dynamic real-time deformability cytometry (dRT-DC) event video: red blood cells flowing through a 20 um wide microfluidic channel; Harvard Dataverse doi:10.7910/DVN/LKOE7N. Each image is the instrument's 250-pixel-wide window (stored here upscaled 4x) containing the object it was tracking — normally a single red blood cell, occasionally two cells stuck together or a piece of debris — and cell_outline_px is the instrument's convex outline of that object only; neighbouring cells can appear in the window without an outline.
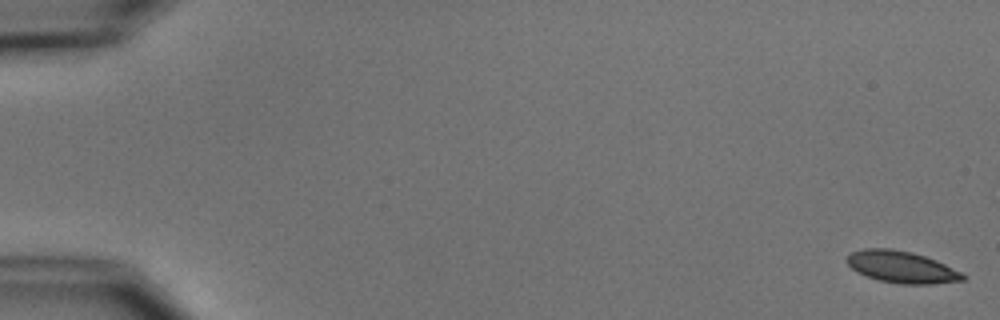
{"species": "common noctule bat (a hibernating species)", "species_latin": "Nyctalus noctula", "temperature_condition": "cold", "stored_images_in_passage": 54, "camera_frame_rate_fps": 3000, "um_per_image_px": 0.085, "animal": {"sex": "male", "body_mass_g": 15.6}, "frame": {"image": 1, "passage_image": 1, "time_ms": 0.0, "image_size_px": [1000, 320], "cell_outline_px": [[968, 276], [964, 280], [932, 284], [900, 284], [880, 280], [864, 276], [856, 272], [844, 260], [852, 252], [864, 248], [892, 248], [912, 252], [936, 260]], "centroid_in_image_um": [76.61, 22.69], "position_along_channel_um": 8.4, "area_um2": 21.56}}
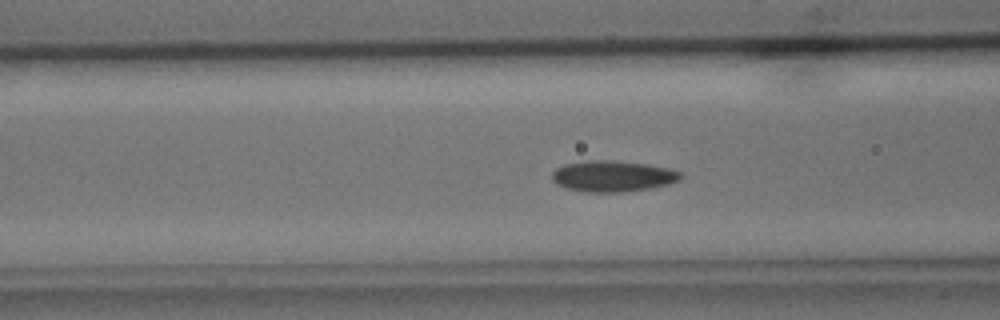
{"frame": {"image": 2, "passage_image": 22, "time_ms": 7.0, "image_size_px": [1000, 320], "cell_outline_px": [[684, 176], [680, 180], [668, 184], [652, 188], [620, 192], [588, 192], [568, 188], [556, 184], [552, 180], [552, 172], [556, 168], [564, 164], [588, 160], [612, 160], [644, 164], [668, 168], [680, 172]], "centroid_in_image_um": [52.08, 14.97], "position_along_channel_um": 114.5, "area_um2": 23.24}}
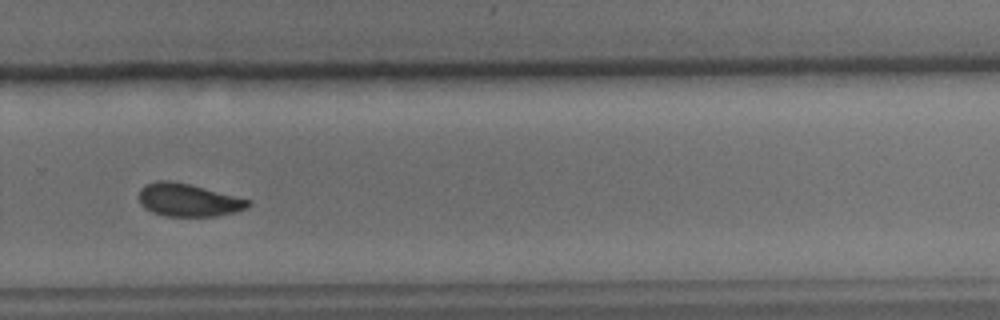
{"frame": {"image": 3, "passage_image": 38, "time_ms": 12.333, "image_size_px": [1000, 320], "cell_outline_px": [[252, 204], [248, 208], [216, 216], [164, 216], [152, 212], [144, 208], [140, 204], [140, 188], [144, 184], [156, 180], [168, 180], [188, 184], [252, 200]], "centroid_in_image_um": [15.99, 17.0], "position_along_channel_um": 313.8, "area_um2": 20.92}, "authors_computed_cell_mechanics": {"area_um2": 21.5594, "velocity_mm_per_s": 3.741, "shape_relaxation_time_tau1_ms": 4.5578, "shape_relaxation_time_tau2_ms": 3.4121, "deformation_change_tau1": 0.1088, "deformation_change_tau2": 0.0794}}